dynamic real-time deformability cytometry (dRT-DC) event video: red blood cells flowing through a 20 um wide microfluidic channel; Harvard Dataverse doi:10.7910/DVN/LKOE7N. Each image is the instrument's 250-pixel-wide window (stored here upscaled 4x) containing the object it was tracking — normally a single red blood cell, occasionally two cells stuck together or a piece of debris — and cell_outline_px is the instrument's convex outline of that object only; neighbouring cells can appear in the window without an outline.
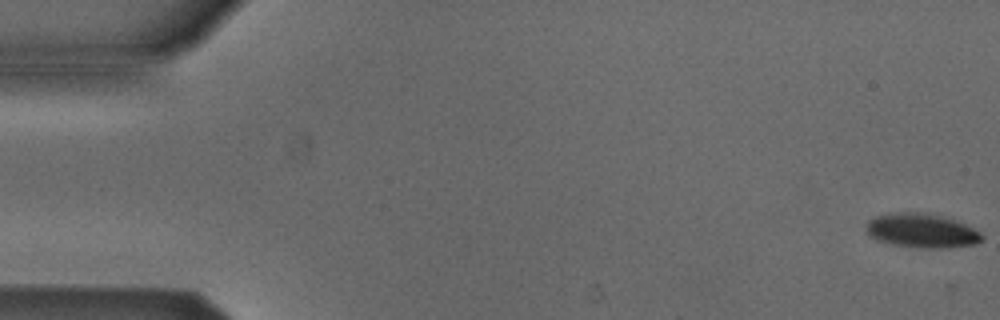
{"species": "Egyptian fruit bat (a non-hibernating species)", "species_latin": "Rousettus aegyptiacus", "temperature_condition": "cold", "stored_images_in_passage": 53, "camera_frame_rate_fps": 3000, "um_per_image_px": 0.085, "animal": {"sex": "male"}, "frame": {"image": 1, "passage_image": 1, "time_ms": 0.0, "image_size_px": [1000, 320], "cell_outline_px": [[984, 236], [976, 244], [948, 248], [920, 248], [892, 244], [876, 240], [868, 232], [868, 220], [876, 216], [900, 212], [928, 212], [964, 224], [980, 232]], "centroid_in_image_um": [78.36, 19.61], "position_along_channel_um": 6.6, "area_um2": 22.77}}
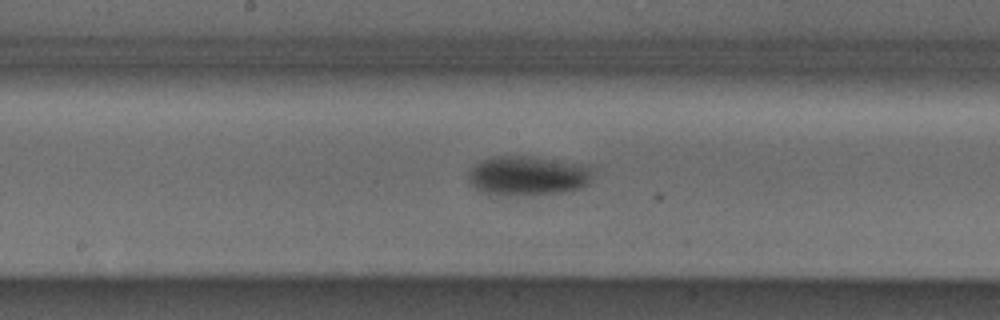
{"frame": {"image": 2, "passage_image": 28, "time_ms": 9.0, "image_size_px": [1000, 320], "cell_outline_px": [[596, 164], [588, 184], [580, 188], [560, 192], [508, 196], [496, 196], [484, 192], [476, 188], [472, 184], [468, 176], [468, 172], [480, 160], [492, 156], [524, 156]], "centroid_in_image_um": [44.92, 14.92], "position_along_channel_um": 203.3, "area_um2": 29.13}}
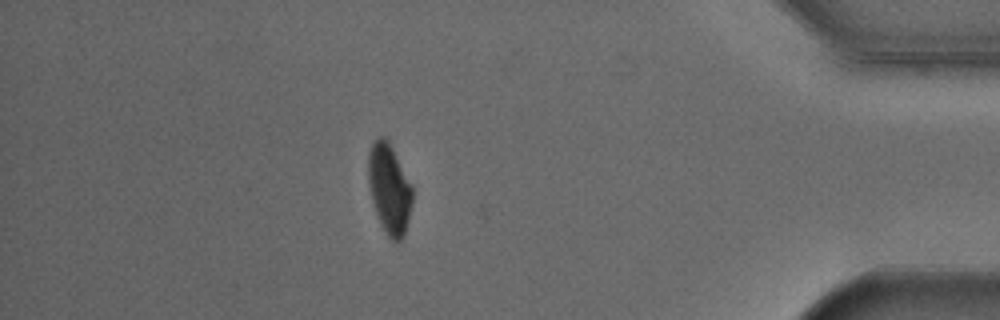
{"frame": {"image": 3, "passage_image": 47, "time_ms": 15.333, "image_size_px": [1000, 320], "cell_outline_px": [[412, 204], [404, 236], [396, 244], [388, 236], [380, 224], [372, 200], [368, 180], [368, 152], [372, 140], [380, 136], [384, 136], [388, 140], [412, 188]], "centroid_in_image_um": [33.07, 16.05], "position_along_channel_um": 402.1, "area_um2": 22.95}, "authors_computed_cell_mechanics": {"area_um2": 25.8366, "velocity_mm_per_s": 3.8495, "shape_relaxation_time_tau1_ms": 4.0104, "shape_relaxation_time_tau2_ms": null, "deformation_change_tau1": 0.128, "deformation_change_tau2": null}}